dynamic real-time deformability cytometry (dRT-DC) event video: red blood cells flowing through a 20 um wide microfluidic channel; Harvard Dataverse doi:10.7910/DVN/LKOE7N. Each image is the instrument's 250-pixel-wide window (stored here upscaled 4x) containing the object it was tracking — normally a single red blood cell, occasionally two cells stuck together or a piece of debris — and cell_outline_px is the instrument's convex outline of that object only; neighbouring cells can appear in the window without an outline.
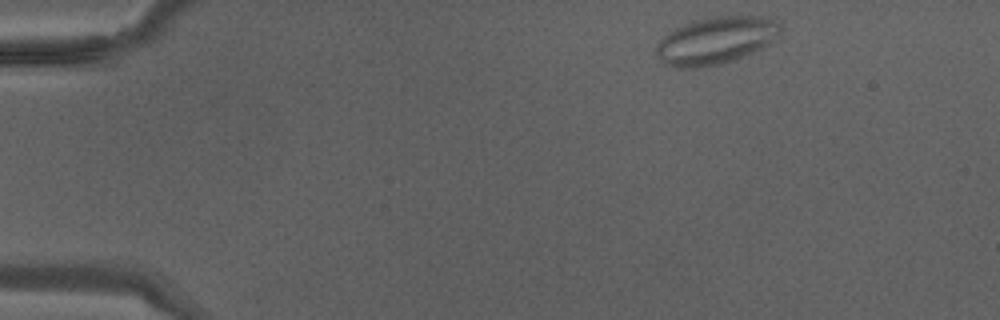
{"species": "Egyptian fruit bat (a non-hibernating species)", "species_latin": "Rousettus aegyptiacus", "temperature_condition": "warm", "stored_images_in_passage": 36, "segment_of_instrument_passage": [1, 2], "camera_frame_rate_fps": 3000, "um_per_image_px": 0.085, "animal": {"sex": "male"}, "frame": {"image": 1, "passage_image": 1, "time_ms": 0.0, "image_size_px": [1000, 320], "cell_outline_px": [[780, 28], [768, 44], [752, 52], [732, 60], [720, 64], [696, 68], [676, 68], [664, 64], [660, 60], [656, 52], [656, 48], [660, 40], [668, 32], [692, 20], [716, 16], [768, 16], [776, 20], [780, 24]], "centroid_in_image_um": [60.8, 3.43], "position_along_channel_um": 24.2, "area_um2": 33.87}}